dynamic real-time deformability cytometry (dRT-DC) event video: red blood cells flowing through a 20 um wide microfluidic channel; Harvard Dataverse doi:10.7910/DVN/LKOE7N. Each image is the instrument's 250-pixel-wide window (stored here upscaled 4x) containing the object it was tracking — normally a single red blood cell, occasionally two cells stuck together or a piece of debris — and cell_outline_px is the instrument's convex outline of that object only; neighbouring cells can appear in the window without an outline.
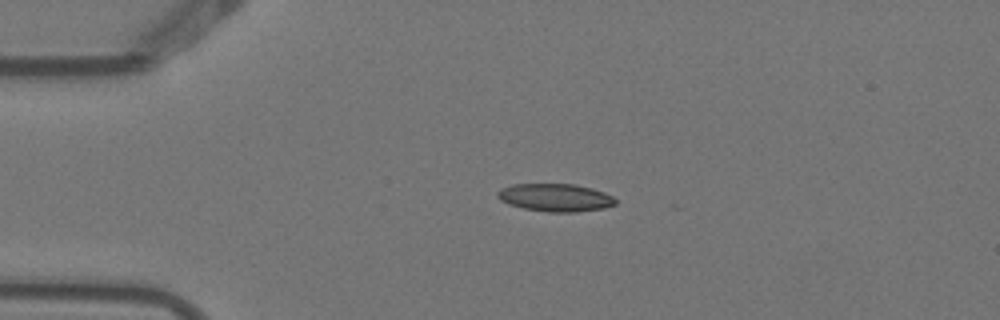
{"species": "Egyptian fruit bat (a non-hibernating species)", "species_latin": "Rousettus aegyptiacus", "temperature_condition": "warm", "stored_images_in_passage": 2, "camera_frame_rate_fps": 3000, "um_per_image_px": 0.085, "animal": {"sex": "female"}, "frame": {"image": 1, "passage_image": 1, "time_ms": 0.0, "image_size_px": [1000, 320], "cell_outline_px": [[616, 204], [604, 208], [576, 212], [548, 212], [524, 208], [508, 204], [500, 200], [496, 196], [496, 192], [500, 188], [512, 184], [576, 184], [592, 188], [604, 192], [612, 196], [616, 200]], "centroid_in_image_um": [47.18, 16.79], "position_along_channel_um": 37.8, "area_um2": 19.25}}